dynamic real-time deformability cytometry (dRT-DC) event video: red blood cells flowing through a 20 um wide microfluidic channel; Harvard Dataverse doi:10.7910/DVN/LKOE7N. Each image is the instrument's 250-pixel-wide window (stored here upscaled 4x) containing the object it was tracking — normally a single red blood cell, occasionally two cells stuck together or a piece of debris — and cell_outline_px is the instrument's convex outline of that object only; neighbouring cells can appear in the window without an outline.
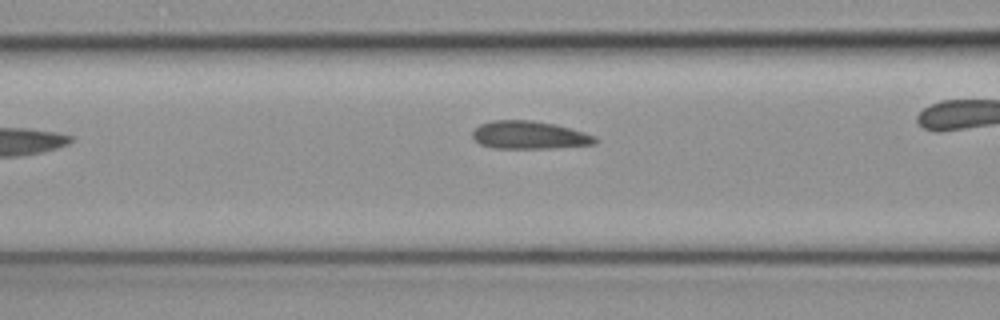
{"species": "common noctule bat (a hibernating species)", "species_latin": "Nyctalus noctula", "temperature_condition": "cold", "stored_images_in_passage": 42, "camera_frame_rate_fps": 3000, "um_per_image_px": 0.085, "animal": {"sex": "female", "body_mass_g": 19.3, "forearm_length_mm": 54.1}, "frame": {"image": 1, "passage_image": 19, "time_ms": 6.0, "image_size_px": [1000, 320], "cell_outline_px": [[596, 144], [552, 148], [492, 148], [480, 144], [472, 136], [472, 132], [480, 124], [492, 120], [532, 120], [556, 124], [584, 132], [596, 136]], "centroid_in_image_um": [44.99, 11.48], "position_along_channel_um": 121.6, "area_um2": 20.0}}